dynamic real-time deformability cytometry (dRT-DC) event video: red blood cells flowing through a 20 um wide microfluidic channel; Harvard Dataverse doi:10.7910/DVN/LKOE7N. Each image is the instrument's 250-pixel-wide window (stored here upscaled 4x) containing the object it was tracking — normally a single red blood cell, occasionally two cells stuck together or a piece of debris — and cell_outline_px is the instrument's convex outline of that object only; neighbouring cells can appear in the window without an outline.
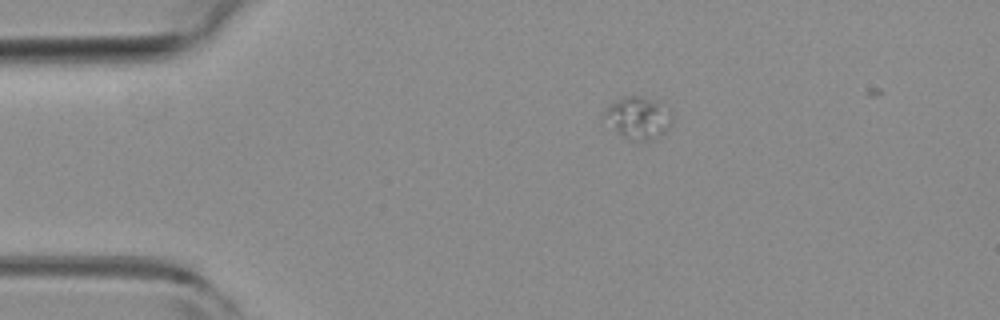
{"species": "common noctule bat (a hibernating species)", "species_latin": "Nyctalus noctula", "temperature_condition": "room temperature", "stored_images_in_passage": 3, "camera_frame_rate_fps": 3000, "um_per_image_px": 0.085, "animal": {"sex": "female", "body_mass_g": 19.3, "forearm_length_mm": 54.1}, "frame": {"image": 1, "passage_image": 1, "time_ms": 0.0, "image_size_px": [1000, 320], "cell_outline_px": [[672, 124], [660, 136], [648, 140], [644, 140], [624, 136], [604, 116], [604, 108], [608, 104], [624, 96], [640, 96], [660, 100], [672, 116]], "centroid_in_image_um": [54.3, 9.94], "position_along_channel_um": 30.7, "area_um2": 16.18}}
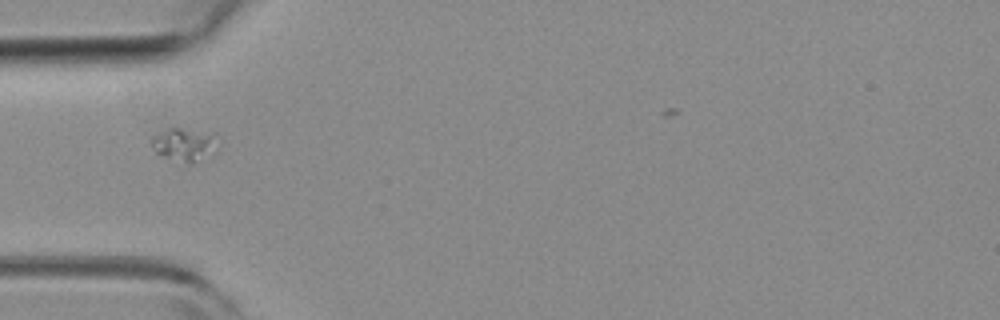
{"frame": {"image": 2, "passage_image": 3, "time_ms": 0.667, "image_size_px": [1000, 320], "cell_outline_px": [[208, 140], [192, 160], [188, 164], [184, 164], [164, 156], [156, 152], [152, 144], [152, 136], [156, 132], [168, 128], [180, 128], [208, 136]], "centroid_in_image_um": [15.18, 12.24], "position_along_channel_um": 69.8, "area_um2": 10.12}}